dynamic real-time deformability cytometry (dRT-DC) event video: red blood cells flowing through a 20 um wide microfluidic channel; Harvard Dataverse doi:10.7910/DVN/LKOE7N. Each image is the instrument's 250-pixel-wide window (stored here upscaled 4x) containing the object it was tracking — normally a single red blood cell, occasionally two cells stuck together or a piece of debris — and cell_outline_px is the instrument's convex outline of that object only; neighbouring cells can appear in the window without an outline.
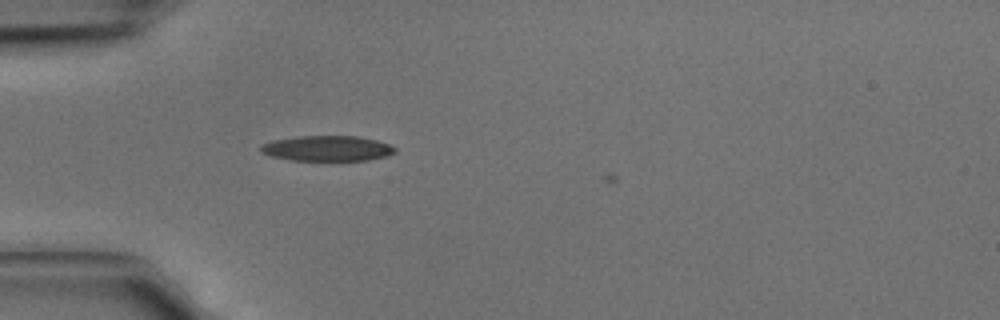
{"species": "common noctule bat (a hibernating species)", "species_latin": "Nyctalus noctula", "temperature_condition": "cold", "stored_images_in_passage": 4, "camera_frame_rate_fps": 3000, "um_per_image_px": 0.085, "animal": {"sex": "male", "body_mass_g": 15.6}, "frame": {"image": 1, "passage_image": 4, "time_ms": 1.0, "image_size_px": [1000, 320], "cell_outline_px": [[396, 152], [388, 156], [368, 160], [292, 160], [272, 156], [260, 152], [260, 144], [272, 140], [296, 136], [356, 136], [376, 140], [388, 144], [396, 148]], "centroid_in_image_um": [27.8, 12.61], "position_along_channel_um": 57.2, "area_um2": 19.88}}